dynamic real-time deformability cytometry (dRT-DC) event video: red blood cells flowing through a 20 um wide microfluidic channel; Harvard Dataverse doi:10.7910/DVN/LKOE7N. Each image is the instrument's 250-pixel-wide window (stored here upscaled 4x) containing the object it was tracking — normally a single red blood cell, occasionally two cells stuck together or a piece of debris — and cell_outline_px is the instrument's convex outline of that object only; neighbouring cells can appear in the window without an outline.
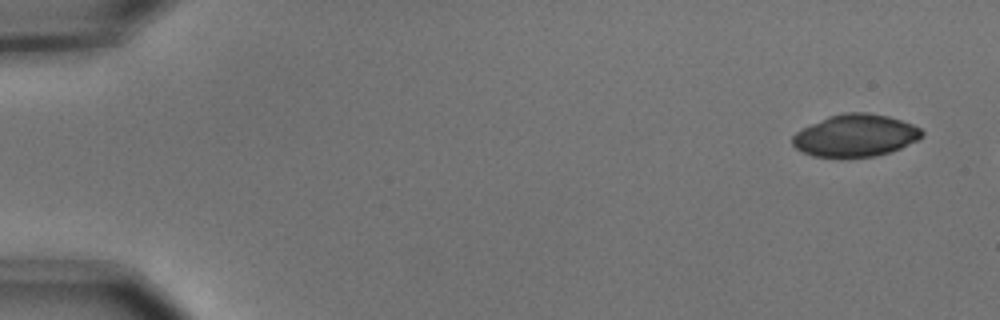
{"species": "common noctule bat (a hibernating species)", "species_latin": "Nyctalus noctula", "temperature_condition": "cold", "stored_images_in_passage": 4, "camera_frame_rate_fps": 3000, "um_per_image_px": 0.085, "animal": {"sex": "male", "body_mass_g": 15.6}, "frame": {"image": 1, "passage_image": 1, "time_ms": 0.0, "image_size_px": [1000, 320], "cell_outline_px": [[924, 136], [900, 148], [876, 156], [840, 160], [812, 156], [796, 148], [792, 144], [792, 136], [796, 132], [828, 116], [844, 112], [868, 112], [888, 116], [912, 124], [920, 128], [924, 132]], "centroid_in_image_um": [72.69, 11.55], "position_along_channel_um": 12.3, "area_um2": 32.37}}